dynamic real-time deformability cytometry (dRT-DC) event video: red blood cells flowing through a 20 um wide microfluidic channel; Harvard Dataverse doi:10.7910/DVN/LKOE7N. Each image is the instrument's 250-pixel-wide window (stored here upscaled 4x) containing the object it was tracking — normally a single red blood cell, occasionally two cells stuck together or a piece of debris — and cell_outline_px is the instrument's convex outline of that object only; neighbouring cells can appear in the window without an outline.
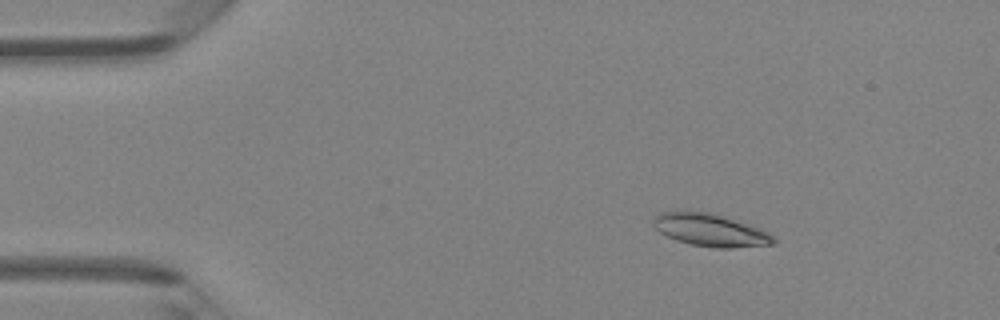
{"species": "Egyptian fruit bat (a non-hibernating species)", "species_latin": "Rousettus aegyptiacus", "temperature_condition": "room temperature", "stored_images_in_passage": 3, "camera_frame_rate_fps": 3000, "um_per_image_px": 0.085, "animal": {"sex": "female"}, "frame": {"image": 1, "passage_image": 2, "time_ms": 1.0, "image_size_px": [1000, 320], "cell_outline_px": [[776, 244], [732, 248], [716, 248], [692, 244], [676, 240], [660, 232], [652, 224], [652, 216], [660, 212], [676, 208], [688, 208], [712, 212], [760, 228], [776, 236]], "centroid_in_image_um": [60.33, 19.5], "position_along_channel_um": 24.7, "area_um2": 23.76}}